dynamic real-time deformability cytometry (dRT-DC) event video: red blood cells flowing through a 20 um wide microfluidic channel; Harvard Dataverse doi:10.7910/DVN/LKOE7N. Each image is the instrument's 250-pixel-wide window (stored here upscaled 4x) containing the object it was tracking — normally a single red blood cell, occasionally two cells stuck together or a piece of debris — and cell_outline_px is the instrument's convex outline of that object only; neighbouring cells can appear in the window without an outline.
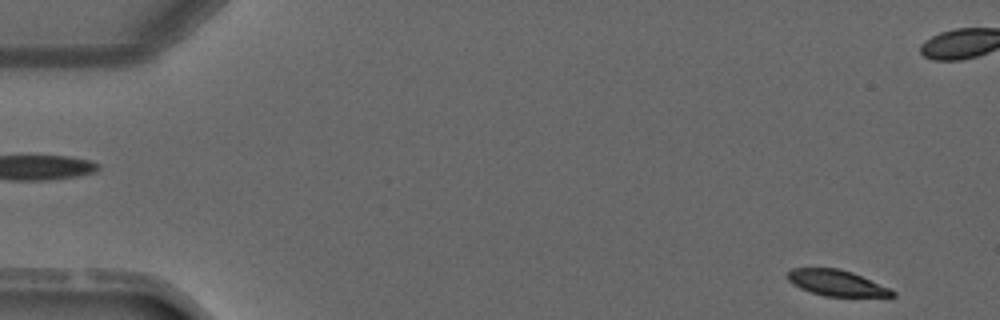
{"species": "common noctule bat (a hibernating species)", "species_latin": "Nyctalus noctula", "temperature_condition": "warm", "stored_images_in_passage": 4, "segment_of_instrument_passage": [2, 2], "camera_frame_rate_fps": 3000, "um_per_image_px": 0.085, "animal": {"sex": "male", "forearm_length_mm": 52.5}, "frame": {"image": 1, "passage_image": 4, "time_ms": 3.667, "image_size_px": [1000, 320], "cell_outline_px": [[896, 296], [824, 296], [800, 288], [792, 284], [788, 280], [788, 272], [792, 268], [840, 268], [852, 272], [888, 288], [896, 292]], "centroid_in_image_um": [71.08, 24.04], "position_along_channel_um": 13.9, "area_um2": 15.55}}